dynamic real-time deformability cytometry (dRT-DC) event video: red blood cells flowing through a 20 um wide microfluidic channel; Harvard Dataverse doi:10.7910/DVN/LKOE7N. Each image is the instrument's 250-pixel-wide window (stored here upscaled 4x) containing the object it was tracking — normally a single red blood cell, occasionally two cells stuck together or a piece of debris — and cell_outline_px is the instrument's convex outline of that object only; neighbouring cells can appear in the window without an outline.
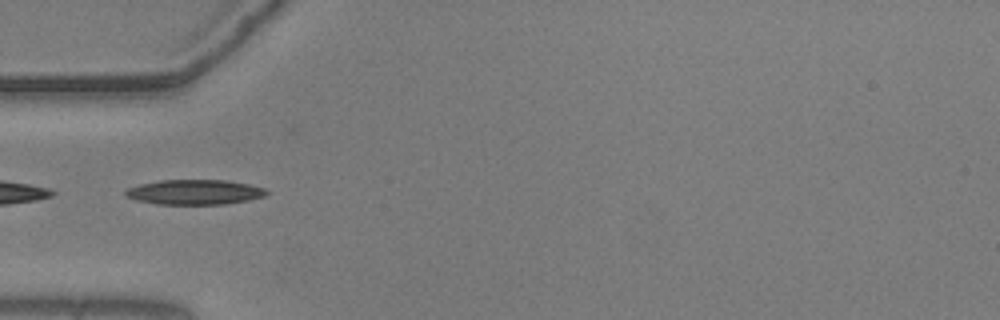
{"species": "common noctule bat (a hibernating species)", "species_latin": "Nyctalus noctula", "temperature_condition": "warm", "stored_images_in_passage": 24, "camera_frame_rate_fps": 3000, "um_per_image_px": 0.085, "animal": {"sex": "male", "body_mass_g": 20.5, "forearm_length_mm": 52.5}, "frame": {"image": 1, "passage_image": 2, "time_ms": 0.333, "image_size_px": [1000, 320], "cell_outline_px": [[268, 192], [264, 196], [248, 200], [224, 204], [156, 204], [136, 200], [124, 196], [124, 192], [128, 188], [140, 184], [160, 180], [228, 180], [248, 184], [264, 188]], "centroid_in_image_um": [16.51, 16.33], "position_along_channel_um": 68.5, "area_um2": 20.46}}
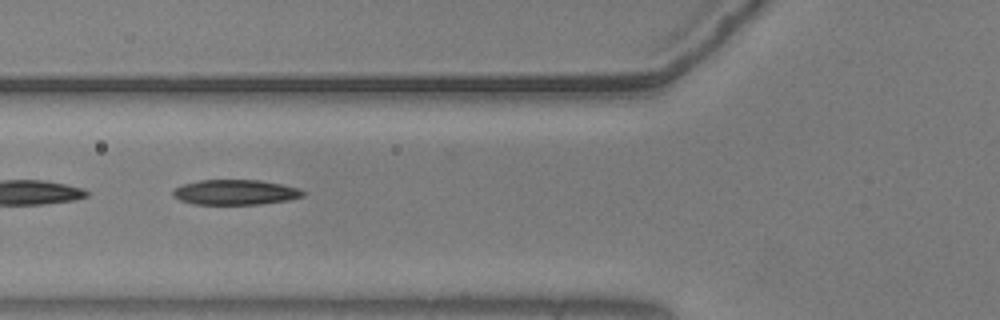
{"frame": {"image": 2, "passage_image": 5, "time_ms": 1.333, "image_size_px": [1000, 320], "cell_outline_px": [[304, 196], [288, 200], [260, 204], [192, 204], [180, 200], [172, 196], [172, 192], [176, 188], [184, 184], [200, 180], [260, 180], [280, 184], [296, 188], [304, 192]], "centroid_in_image_um": [19.97, 16.34], "position_along_channel_um": 105.8, "area_um2": 18.84}}